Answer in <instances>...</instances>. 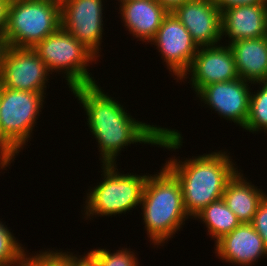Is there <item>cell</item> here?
Returning a JSON list of instances; mask_svg holds the SVG:
<instances>
[{
	"instance_id": "6da1fadb",
	"label": "cell",
	"mask_w": 267,
	"mask_h": 266,
	"mask_svg": "<svg viewBox=\"0 0 267 266\" xmlns=\"http://www.w3.org/2000/svg\"><path fill=\"white\" fill-rule=\"evenodd\" d=\"M99 85L97 82L70 91L85 111L86 124L99 147L100 163H118L121 151L131 144H148L175 152L181 148L184 139L181 132L136 120L124 104Z\"/></svg>"
},
{
	"instance_id": "7a4b0ae2",
	"label": "cell",
	"mask_w": 267,
	"mask_h": 266,
	"mask_svg": "<svg viewBox=\"0 0 267 266\" xmlns=\"http://www.w3.org/2000/svg\"><path fill=\"white\" fill-rule=\"evenodd\" d=\"M227 152L215 150L181 160L174 156L162 164L178 179L185 210L191 218L213 201L223 198L226 185L239 170Z\"/></svg>"
},
{
	"instance_id": "3957f363",
	"label": "cell",
	"mask_w": 267,
	"mask_h": 266,
	"mask_svg": "<svg viewBox=\"0 0 267 266\" xmlns=\"http://www.w3.org/2000/svg\"><path fill=\"white\" fill-rule=\"evenodd\" d=\"M159 171L148 175L138 207L146 237L157 248L168 243L187 219H192L185 210L178 179L164 165Z\"/></svg>"
},
{
	"instance_id": "277c9868",
	"label": "cell",
	"mask_w": 267,
	"mask_h": 266,
	"mask_svg": "<svg viewBox=\"0 0 267 266\" xmlns=\"http://www.w3.org/2000/svg\"><path fill=\"white\" fill-rule=\"evenodd\" d=\"M45 94L2 87L0 100L1 163L7 168L33 139Z\"/></svg>"
},
{
	"instance_id": "5b68a950",
	"label": "cell",
	"mask_w": 267,
	"mask_h": 266,
	"mask_svg": "<svg viewBox=\"0 0 267 266\" xmlns=\"http://www.w3.org/2000/svg\"><path fill=\"white\" fill-rule=\"evenodd\" d=\"M102 181L86 192L84 208L81 210L85 220L97 217L120 216L132 212L141 205L144 187L149 173L123 174L118 170V164H101ZM84 210V211H83ZM93 218V219H92Z\"/></svg>"
},
{
	"instance_id": "8992f818",
	"label": "cell",
	"mask_w": 267,
	"mask_h": 266,
	"mask_svg": "<svg viewBox=\"0 0 267 266\" xmlns=\"http://www.w3.org/2000/svg\"><path fill=\"white\" fill-rule=\"evenodd\" d=\"M33 50L45 63L51 75L58 73L65 78L69 90L97 83L88 67L93 65V62L97 64L98 58L62 26L38 42Z\"/></svg>"
},
{
	"instance_id": "52a82bcc",
	"label": "cell",
	"mask_w": 267,
	"mask_h": 266,
	"mask_svg": "<svg viewBox=\"0 0 267 266\" xmlns=\"http://www.w3.org/2000/svg\"><path fill=\"white\" fill-rule=\"evenodd\" d=\"M61 26L60 0L10 2L2 45L33 48Z\"/></svg>"
},
{
	"instance_id": "ba28073f",
	"label": "cell",
	"mask_w": 267,
	"mask_h": 266,
	"mask_svg": "<svg viewBox=\"0 0 267 266\" xmlns=\"http://www.w3.org/2000/svg\"><path fill=\"white\" fill-rule=\"evenodd\" d=\"M50 72L33 48L0 47V82L12 90L46 95Z\"/></svg>"
},
{
	"instance_id": "9c48e42d",
	"label": "cell",
	"mask_w": 267,
	"mask_h": 266,
	"mask_svg": "<svg viewBox=\"0 0 267 266\" xmlns=\"http://www.w3.org/2000/svg\"><path fill=\"white\" fill-rule=\"evenodd\" d=\"M105 0H60L61 26L98 59L104 32Z\"/></svg>"
},
{
	"instance_id": "30bf717a",
	"label": "cell",
	"mask_w": 267,
	"mask_h": 266,
	"mask_svg": "<svg viewBox=\"0 0 267 266\" xmlns=\"http://www.w3.org/2000/svg\"><path fill=\"white\" fill-rule=\"evenodd\" d=\"M161 55L163 63L176 81L189 69L198 51L197 44L180 20L169 12L154 38L149 42ZM171 72V73H170ZM176 77V78H175Z\"/></svg>"
},
{
	"instance_id": "8fae6325",
	"label": "cell",
	"mask_w": 267,
	"mask_h": 266,
	"mask_svg": "<svg viewBox=\"0 0 267 266\" xmlns=\"http://www.w3.org/2000/svg\"><path fill=\"white\" fill-rule=\"evenodd\" d=\"M250 84V85H249ZM251 86L241 78L215 82L203 87L195 96L221 118L244 128L249 116Z\"/></svg>"
},
{
	"instance_id": "7c38bea8",
	"label": "cell",
	"mask_w": 267,
	"mask_h": 266,
	"mask_svg": "<svg viewBox=\"0 0 267 266\" xmlns=\"http://www.w3.org/2000/svg\"><path fill=\"white\" fill-rule=\"evenodd\" d=\"M189 75L191 77H189ZM240 78L236 69L234 54L229 45L199 47L189 69L177 81L190 79L192 91L197 94L203 87ZM185 80V81H184Z\"/></svg>"
},
{
	"instance_id": "4fadbf2b",
	"label": "cell",
	"mask_w": 267,
	"mask_h": 266,
	"mask_svg": "<svg viewBox=\"0 0 267 266\" xmlns=\"http://www.w3.org/2000/svg\"><path fill=\"white\" fill-rule=\"evenodd\" d=\"M198 47L222 43L221 10L214 0H191L171 11Z\"/></svg>"
},
{
	"instance_id": "5bb4252c",
	"label": "cell",
	"mask_w": 267,
	"mask_h": 266,
	"mask_svg": "<svg viewBox=\"0 0 267 266\" xmlns=\"http://www.w3.org/2000/svg\"><path fill=\"white\" fill-rule=\"evenodd\" d=\"M214 243L215 256L231 265L252 266L267 258V248L251 223H241Z\"/></svg>"
},
{
	"instance_id": "9a60e30c",
	"label": "cell",
	"mask_w": 267,
	"mask_h": 266,
	"mask_svg": "<svg viewBox=\"0 0 267 266\" xmlns=\"http://www.w3.org/2000/svg\"><path fill=\"white\" fill-rule=\"evenodd\" d=\"M222 40L226 45L267 36V3L232 6L221 12Z\"/></svg>"
},
{
	"instance_id": "2e32d148",
	"label": "cell",
	"mask_w": 267,
	"mask_h": 266,
	"mask_svg": "<svg viewBox=\"0 0 267 266\" xmlns=\"http://www.w3.org/2000/svg\"><path fill=\"white\" fill-rule=\"evenodd\" d=\"M118 11L128 34L146 44L154 38L164 17L169 13L157 0L120 2Z\"/></svg>"
},
{
	"instance_id": "e0dca14e",
	"label": "cell",
	"mask_w": 267,
	"mask_h": 266,
	"mask_svg": "<svg viewBox=\"0 0 267 266\" xmlns=\"http://www.w3.org/2000/svg\"><path fill=\"white\" fill-rule=\"evenodd\" d=\"M229 46L241 79L252 84L267 81V36L237 40Z\"/></svg>"
},
{
	"instance_id": "ac0fdd59",
	"label": "cell",
	"mask_w": 267,
	"mask_h": 266,
	"mask_svg": "<svg viewBox=\"0 0 267 266\" xmlns=\"http://www.w3.org/2000/svg\"><path fill=\"white\" fill-rule=\"evenodd\" d=\"M242 171L239 169L229 180L223 193V199L241 223H251L260 202L267 193L252 184L242 174Z\"/></svg>"
},
{
	"instance_id": "d6986e66",
	"label": "cell",
	"mask_w": 267,
	"mask_h": 266,
	"mask_svg": "<svg viewBox=\"0 0 267 266\" xmlns=\"http://www.w3.org/2000/svg\"><path fill=\"white\" fill-rule=\"evenodd\" d=\"M193 220H198L205 224L207 235L215 242L241 224L223 198L213 201L204 207L193 217Z\"/></svg>"
},
{
	"instance_id": "ffe728a7",
	"label": "cell",
	"mask_w": 267,
	"mask_h": 266,
	"mask_svg": "<svg viewBox=\"0 0 267 266\" xmlns=\"http://www.w3.org/2000/svg\"><path fill=\"white\" fill-rule=\"evenodd\" d=\"M258 90L251 89L249 116L243 130L258 134L261 131L267 133V81L254 83Z\"/></svg>"
},
{
	"instance_id": "44dd1931",
	"label": "cell",
	"mask_w": 267,
	"mask_h": 266,
	"mask_svg": "<svg viewBox=\"0 0 267 266\" xmlns=\"http://www.w3.org/2000/svg\"><path fill=\"white\" fill-rule=\"evenodd\" d=\"M0 220V266H23L27 249ZM26 249V251H25Z\"/></svg>"
},
{
	"instance_id": "7402d4cb",
	"label": "cell",
	"mask_w": 267,
	"mask_h": 266,
	"mask_svg": "<svg viewBox=\"0 0 267 266\" xmlns=\"http://www.w3.org/2000/svg\"><path fill=\"white\" fill-rule=\"evenodd\" d=\"M130 248H118L116 251H109L107 248H96L89 251L95 258L97 266H138L140 265L138 255Z\"/></svg>"
},
{
	"instance_id": "603a6c76",
	"label": "cell",
	"mask_w": 267,
	"mask_h": 266,
	"mask_svg": "<svg viewBox=\"0 0 267 266\" xmlns=\"http://www.w3.org/2000/svg\"><path fill=\"white\" fill-rule=\"evenodd\" d=\"M39 250L33 254L26 252L23 266H70L69 251L67 250ZM67 251V252H66ZM31 254V255H30Z\"/></svg>"
},
{
	"instance_id": "cb8c5ba5",
	"label": "cell",
	"mask_w": 267,
	"mask_h": 266,
	"mask_svg": "<svg viewBox=\"0 0 267 266\" xmlns=\"http://www.w3.org/2000/svg\"><path fill=\"white\" fill-rule=\"evenodd\" d=\"M251 224L267 248V195L260 202Z\"/></svg>"
},
{
	"instance_id": "d4e9b609",
	"label": "cell",
	"mask_w": 267,
	"mask_h": 266,
	"mask_svg": "<svg viewBox=\"0 0 267 266\" xmlns=\"http://www.w3.org/2000/svg\"><path fill=\"white\" fill-rule=\"evenodd\" d=\"M75 252L69 251V265L70 266H97L95 258L87 252L84 255L74 254Z\"/></svg>"
},
{
	"instance_id": "484cf974",
	"label": "cell",
	"mask_w": 267,
	"mask_h": 266,
	"mask_svg": "<svg viewBox=\"0 0 267 266\" xmlns=\"http://www.w3.org/2000/svg\"><path fill=\"white\" fill-rule=\"evenodd\" d=\"M9 0H0V44L4 38L8 24V9H9Z\"/></svg>"
},
{
	"instance_id": "4316f807",
	"label": "cell",
	"mask_w": 267,
	"mask_h": 266,
	"mask_svg": "<svg viewBox=\"0 0 267 266\" xmlns=\"http://www.w3.org/2000/svg\"><path fill=\"white\" fill-rule=\"evenodd\" d=\"M221 12L232 6L267 3V0H214Z\"/></svg>"
},
{
	"instance_id": "83f0119b",
	"label": "cell",
	"mask_w": 267,
	"mask_h": 266,
	"mask_svg": "<svg viewBox=\"0 0 267 266\" xmlns=\"http://www.w3.org/2000/svg\"><path fill=\"white\" fill-rule=\"evenodd\" d=\"M162 6H164L169 12L175 7L191 0H157Z\"/></svg>"
},
{
	"instance_id": "f1b7e54d",
	"label": "cell",
	"mask_w": 267,
	"mask_h": 266,
	"mask_svg": "<svg viewBox=\"0 0 267 266\" xmlns=\"http://www.w3.org/2000/svg\"><path fill=\"white\" fill-rule=\"evenodd\" d=\"M2 83L0 82V100H1V94H2ZM7 168L1 163V128H0V170H6Z\"/></svg>"
},
{
	"instance_id": "f546056e",
	"label": "cell",
	"mask_w": 267,
	"mask_h": 266,
	"mask_svg": "<svg viewBox=\"0 0 267 266\" xmlns=\"http://www.w3.org/2000/svg\"><path fill=\"white\" fill-rule=\"evenodd\" d=\"M118 1V4L120 3V2H127V1H132V0H117Z\"/></svg>"
}]
</instances>
